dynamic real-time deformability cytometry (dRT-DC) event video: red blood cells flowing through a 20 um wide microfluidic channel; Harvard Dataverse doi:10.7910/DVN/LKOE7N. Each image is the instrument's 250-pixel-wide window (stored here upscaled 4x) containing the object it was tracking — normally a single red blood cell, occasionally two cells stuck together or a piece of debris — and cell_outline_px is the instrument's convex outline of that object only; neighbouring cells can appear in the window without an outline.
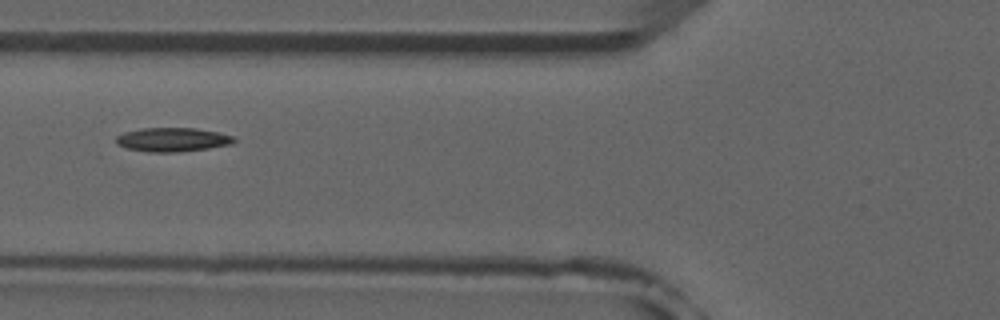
{"species": "common noctule bat (a hibernating species)", "species_latin": "Nyctalus noctula", "temperature_condition": "room temperature", "stored_images_in_passage": 7, "camera_frame_rate_fps": 3000, "um_per_image_px": 0.085, "animal": {"sex": "male", "forearm_length_mm": 52.5}, "frame": {"image": 1, "passage_image": 7, "time_ms": 7.0, "image_size_px": [1000, 320], "cell_outline_px": [[236, 140], [232, 144], [208, 148], [176, 152], [148, 152], [128, 148], [116, 144], [116, 136], [124, 132], [140, 128], [196, 128], [236, 136]], "centroid_in_image_um": [14.67, 11.86], "position_along_channel_um": 111.1, "area_um2": 16.47}}